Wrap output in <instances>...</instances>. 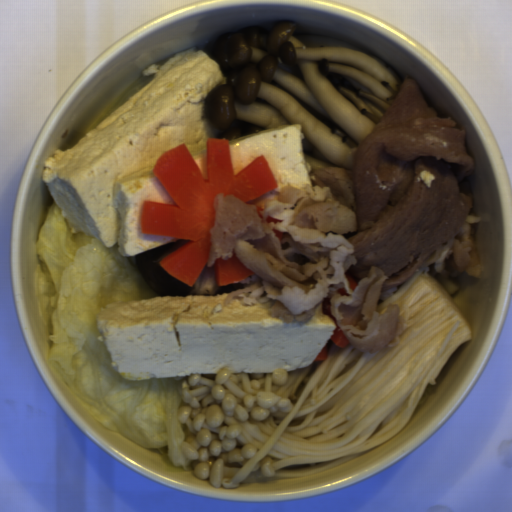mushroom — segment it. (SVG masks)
Returning <instances> with one entry per match:
<instances>
[{
  "mask_svg": "<svg viewBox=\"0 0 512 512\" xmlns=\"http://www.w3.org/2000/svg\"><path fill=\"white\" fill-rule=\"evenodd\" d=\"M243 287H245L244 283H230V284H226V285H223L221 288H219L218 290H216L214 293H213V296H217V295H223V294H230L238 289H242Z\"/></svg>",
  "mask_w": 512,
  "mask_h": 512,
  "instance_id": "81393ffc",
  "label": "mushroom"
},
{
  "mask_svg": "<svg viewBox=\"0 0 512 512\" xmlns=\"http://www.w3.org/2000/svg\"><path fill=\"white\" fill-rule=\"evenodd\" d=\"M189 240L176 239L159 247L136 254L137 272L144 282L162 296H199L191 294L190 285L171 276L160 264L169 254Z\"/></svg>",
  "mask_w": 512,
  "mask_h": 512,
  "instance_id": "983e1aa8",
  "label": "mushroom"
}]
</instances>
